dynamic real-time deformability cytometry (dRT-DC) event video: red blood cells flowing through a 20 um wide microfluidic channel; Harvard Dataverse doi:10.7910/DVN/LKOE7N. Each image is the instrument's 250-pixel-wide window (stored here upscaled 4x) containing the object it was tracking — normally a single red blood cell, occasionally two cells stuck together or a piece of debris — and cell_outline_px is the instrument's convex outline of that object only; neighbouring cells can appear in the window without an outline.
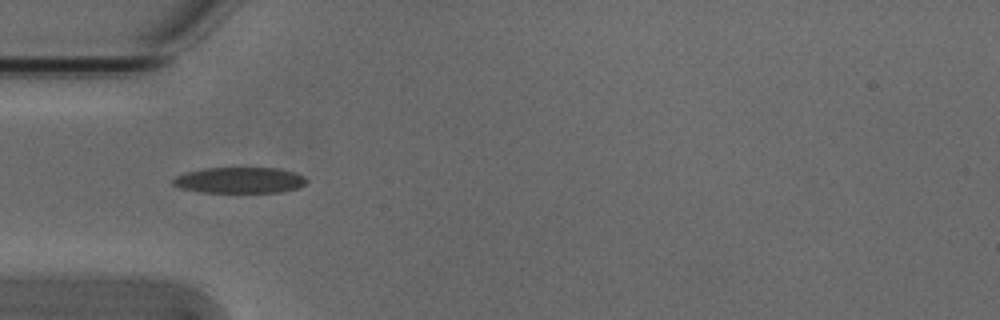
{"species": "Egyptian fruit bat (a non-hibernating species)", "species_latin": "Rousettus aegyptiacus", "temperature_condition": "cold", "stored_images_in_passage": 5, "camera_frame_rate_fps": 3000, "um_per_image_px": 0.085, "animal": {"sex": "male"}, "frame": {"image": 1, "passage_image": 4, "time_ms": 1.0, "image_size_px": [1000, 320], "cell_outline_px": [[308, 180], [300, 188], [280, 192], [200, 192], [180, 188], [172, 184], [172, 180], [176, 176], [188, 172], [204, 168], [276, 168], [296, 172], [304, 176]], "centroid_in_image_um": [20.39, 15.32], "position_along_channel_um": 64.6, "area_um2": 20.23}}